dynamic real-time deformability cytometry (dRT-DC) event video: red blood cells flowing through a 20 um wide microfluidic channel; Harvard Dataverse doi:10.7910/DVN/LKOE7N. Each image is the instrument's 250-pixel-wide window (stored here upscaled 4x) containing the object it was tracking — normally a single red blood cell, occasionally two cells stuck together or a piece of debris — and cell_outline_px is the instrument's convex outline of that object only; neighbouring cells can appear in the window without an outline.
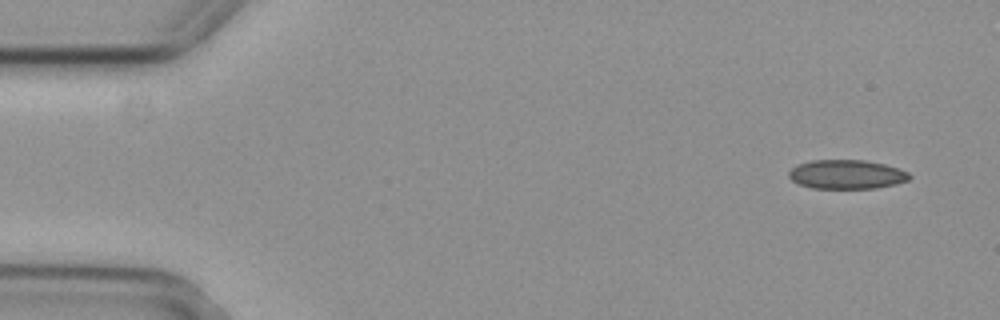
{"species": "common noctule bat (a hibernating species)", "species_latin": "Nyctalus noctula", "temperature_condition": "cold", "stored_images_in_passage": 5, "camera_frame_rate_fps": 3000, "um_per_image_px": 0.085, "animal": {"sex": "female", "body_mass_g": 29.2, "forearm_length_mm": 56.3}, "frame": {"image": 1, "passage_image": 1, "time_ms": 0.0, "image_size_px": [1000, 320], "cell_outline_px": [[912, 176], [908, 180], [896, 184], [876, 188], [812, 188], [800, 184], [792, 180], [788, 176], [788, 172], [796, 164], [812, 160], [864, 160], [884, 164], [900, 168], [908, 172]], "centroid_in_image_um": [71.97, 14.82], "position_along_channel_um": 13.0, "area_um2": 20.52}}
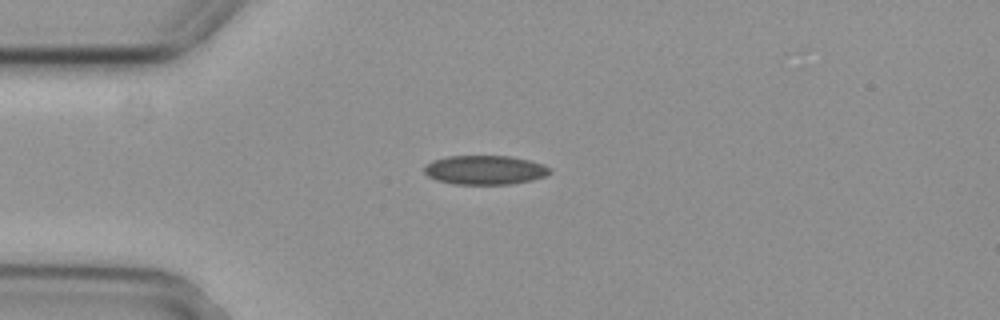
{"frame": {"image": 2, "passage_image": 3, "time_ms": 0.667, "image_size_px": [1000, 320], "cell_outline_px": [[552, 172], [544, 176], [532, 180], [512, 184], [456, 184], [436, 180], [428, 176], [424, 172], [424, 168], [432, 160], [448, 156], [512, 156], [544, 164]], "centroid_in_image_um": [41.22, 14.45], "position_along_channel_um": 43.8, "area_um2": 21.27}}
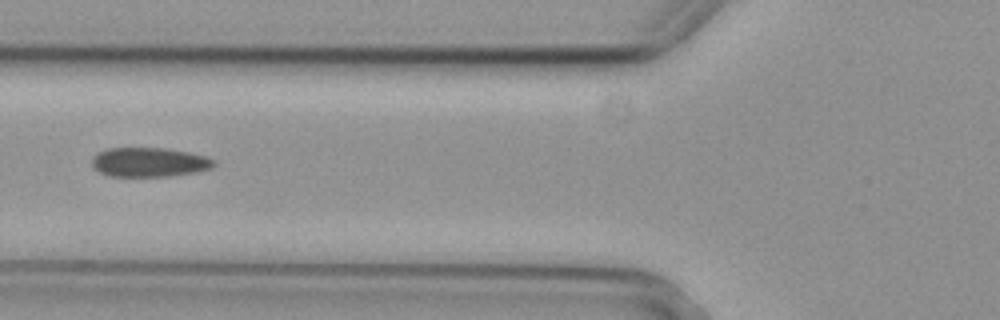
{"frame": {"image": 3, "passage_image": 5, "time_ms": 1.333, "image_size_px": [1000, 320], "cell_outline_px": [[216, 164], [212, 168], [196, 172], [168, 176], [108, 176], [92, 168], [92, 156], [108, 148], [164, 148], [188, 152], [204, 156], [216, 160]], "centroid_in_image_um": [12.68, 13.79], "position_along_channel_um": 113.1, "area_um2": 20.87}}